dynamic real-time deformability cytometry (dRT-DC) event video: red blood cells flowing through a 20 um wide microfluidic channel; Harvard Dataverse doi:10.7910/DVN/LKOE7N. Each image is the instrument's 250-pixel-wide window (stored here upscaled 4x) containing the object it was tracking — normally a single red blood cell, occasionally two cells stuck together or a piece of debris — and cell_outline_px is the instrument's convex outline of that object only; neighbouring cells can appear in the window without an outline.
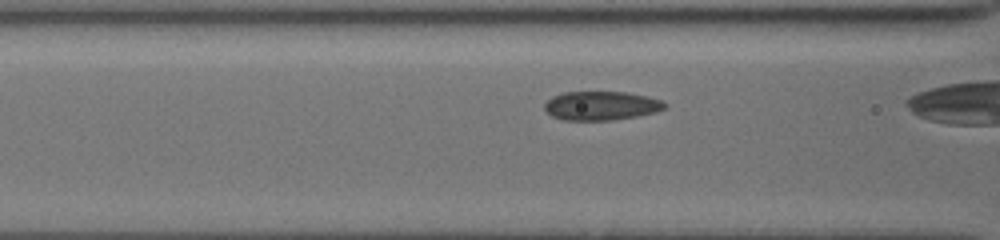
{"species": "common noctule bat (a hibernating species)", "species_latin": "Nyctalus noctula", "temperature_condition": "cold", "stored_images_in_passage": 38, "camera_frame_rate_fps": 3000, "um_per_image_px": 0.085, "animal": {"sex": "female", "body_mass_g": 19.5, "forearm_length_mm": 54.1}, "frame": {"image": 1, "passage_image": 3, "time_ms": 0.667, "image_size_px": [1000, 240], "cell_outline_px": [[668, 108], [656, 112], [636, 116], [612, 120], [564, 120], [552, 116], [544, 108], [544, 104], [552, 96], [564, 92], [628, 92], [660, 100], [668, 104]], "centroid_in_image_um": [51.11, 8.99], "position_along_channel_um": 115.5, "area_um2": 20.23}}
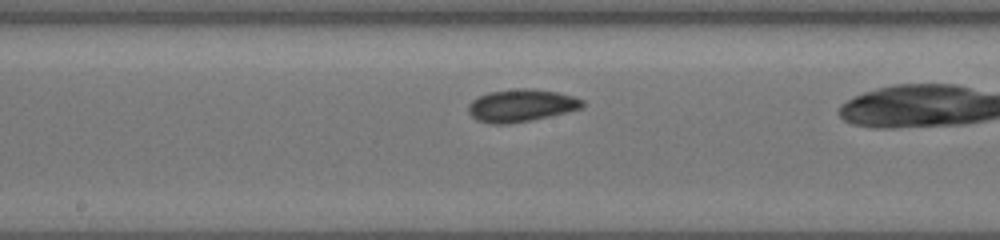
{"frame": {"image": 2, "passage_image": 15, "time_ms": 3.0, "image_size_px": [1000, 240], "cell_outline_px": [[584, 108], [568, 112], [508, 124], [492, 124], [476, 120], [468, 112], [468, 104], [472, 100], [488, 92], [516, 88], [524, 88], [556, 92], [572, 96], [584, 100]], "centroid_in_image_um": [44.29, 8.97], "position_along_channel_um": 203.9, "area_um2": 21.5}}
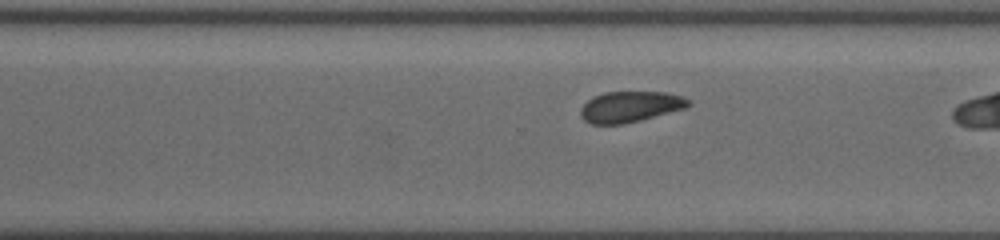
{"frame": {"image": 3, "passage_image": 30, "time_ms": 6.0, "image_size_px": [1000, 240], "cell_outline_px": [[692, 104], [684, 108], [640, 120], [624, 124], [592, 124], [584, 120], [580, 116], [580, 108], [592, 96], [604, 92], [664, 92], [684, 96], [692, 100]], "centroid_in_image_um": [53.56, 9.06], "position_along_channel_um": 317.0, "area_um2": 19.48}, "authors_computed_cell_mechanics": {"area_um2": 19.8254, "velocity_mm_per_s": 3.7756, "shape_relaxation_time_tau1_ms": null, "shape_relaxation_time_tau2_ms": 3.688, "deformation_change_tau1": null, "deformation_change_tau2": 0.0385}}